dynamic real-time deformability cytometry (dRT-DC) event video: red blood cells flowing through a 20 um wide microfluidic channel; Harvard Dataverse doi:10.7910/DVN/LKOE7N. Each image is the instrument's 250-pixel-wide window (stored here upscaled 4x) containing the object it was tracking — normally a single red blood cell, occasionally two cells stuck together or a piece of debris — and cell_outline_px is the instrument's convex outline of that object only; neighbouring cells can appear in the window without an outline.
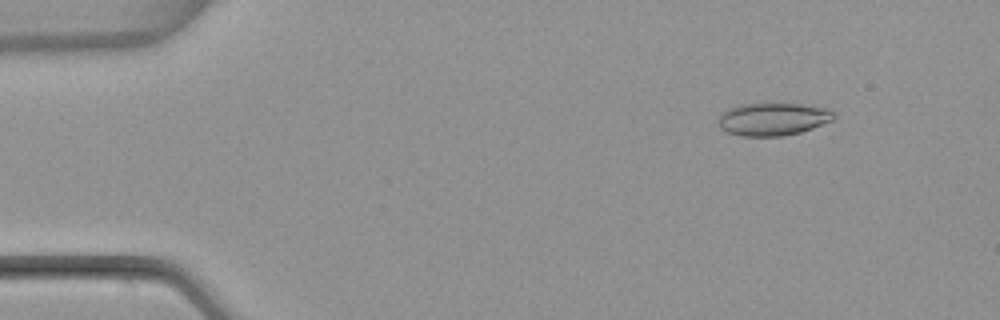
{"species": "common noctule bat (a hibernating species)", "species_latin": "Nyctalus noctula", "temperature_condition": "warm", "stored_images_in_passage": 4, "camera_frame_rate_fps": 3000, "um_per_image_px": 0.085, "animal": {"sex": "female", "body_mass_g": 22.7, "forearm_length_mm": 54.2}, "frame": {"image": 1, "passage_image": 1, "time_ms": 0.0, "image_size_px": [1000, 320], "cell_outline_px": [[836, 116], [832, 120], [812, 128], [800, 132], [784, 136], [740, 136], [728, 132], [720, 128], [716, 120], [720, 112], [728, 108], [740, 104], [764, 100], [800, 104], [828, 108], [836, 112]], "centroid_in_image_um": [65.65, 10.07], "position_along_channel_um": 19.3, "area_um2": 23.12}}